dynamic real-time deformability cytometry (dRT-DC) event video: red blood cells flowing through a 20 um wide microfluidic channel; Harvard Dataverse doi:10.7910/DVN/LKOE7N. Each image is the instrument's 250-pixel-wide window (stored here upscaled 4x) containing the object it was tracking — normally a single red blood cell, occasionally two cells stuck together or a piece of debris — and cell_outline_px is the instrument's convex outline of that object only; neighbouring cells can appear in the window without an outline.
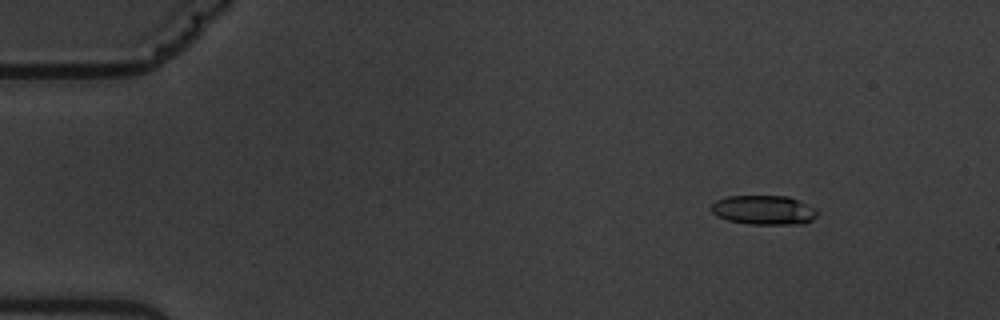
{"species": "common noctule bat (a hibernating species)", "species_latin": "Nyctalus noctula", "temperature_condition": "warm", "stored_images_in_passage": 10, "camera_frame_rate_fps": 3000, "um_per_image_px": 0.085, "animal": {"sex": "male", "body_mass_g": 19.5, "forearm_length_mm": 54.6}, "frame": {"image": 1, "passage_image": 2, "time_ms": 1.333, "image_size_px": [1000, 320], "cell_outline_px": [[816, 216], [812, 220], [804, 224], [748, 224], [728, 220], [716, 216], [712, 212], [712, 204], [716, 200], [728, 196], [788, 196], [816, 208]], "centroid_in_image_um": [64.92, 17.85], "position_along_channel_um": 20.1, "area_um2": 18.09}}
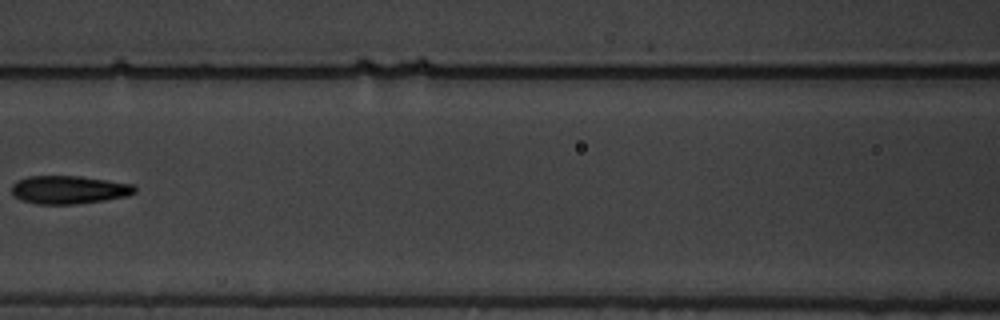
{"frame": {"image": 2, "passage_image": 7, "time_ms": 8.0, "image_size_px": [1000, 320], "cell_outline_px": [[136, 192], [128, 196], [104, 200], [76, 204], [36, 204], [20, 200], [12, 192], [12, 184], [16, 180], [28, 176], [80, 176], [108, 180], [132, 184], [136, 188]], "centroid_in_image_um": [5.85, 16.13], "position_along_channel_um": 160.8, "area_um2": 20.29}}
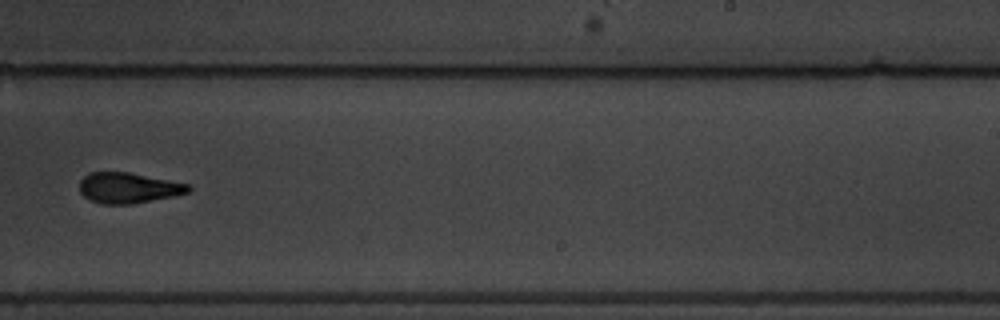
{"frame": {"image": 3, "passage_image": 10, "time_ms": 11.333, "image_size_px": [1000, 320], "cell_outline_px": [[192, 188], [188, 192], [172, 196], [132, 204], [100, 204], [88, 200], [80, 192], [80, 180], [88, 172], [128, 172], [188, 184]], "centroid_in_image_um": [10.85, 15.97], "position_along_channel_um": 278.1, "area_um2": 19.31}}